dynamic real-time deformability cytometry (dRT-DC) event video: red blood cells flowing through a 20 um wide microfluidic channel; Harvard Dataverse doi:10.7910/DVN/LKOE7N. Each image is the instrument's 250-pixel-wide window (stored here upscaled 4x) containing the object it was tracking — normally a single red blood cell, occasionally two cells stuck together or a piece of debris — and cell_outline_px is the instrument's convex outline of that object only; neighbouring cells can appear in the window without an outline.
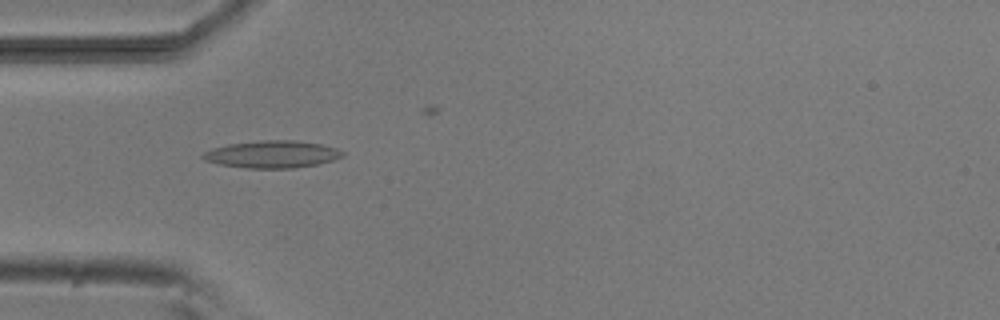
{"species": "common noctule bat (a hibernating species)", "species_latin": "Nyctalus noctula", "temperature_condition": "room temperature", "stored_images_in_passage": 8, "camera_frame_rate_fps": 3000, "um_per_image_px": 0.085, "animal": {"sex": "male", "body_mass_g": 20.5, "forearm_length_mm": 52.5}, "frame": {"image": 1, "passage_image": 5, "time_ms": 5.333, "image_size_px": [1000, 320], "cell_outline_px": [[344, 156], [332, 160], [316, 164], [292, 168], [244, 168], [220, 164], [204, 160], [200, 156], [204, 152], [212, 148], [228, 144], [260, 140], [296, 140], [320, 144], [336, 148], [344, 152]], "centroid_in_image_um": [23.1, 13.11], "position_along_channel_um": 61.9, "area_um2": 22.14}}
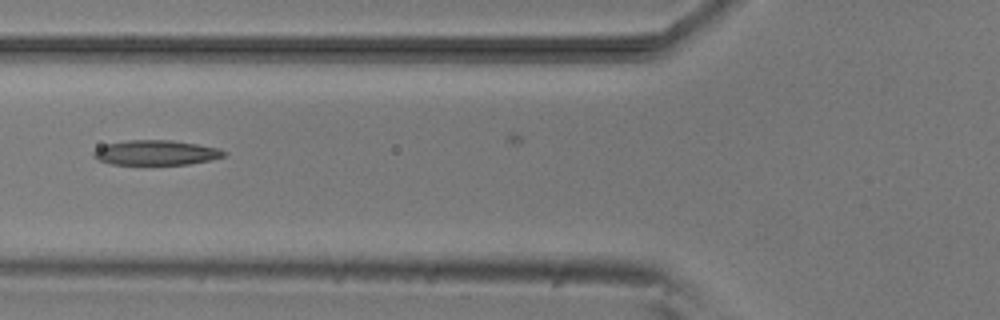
{"frame": {"image": 2, "passage_image": 6, "time_ms": 6.667, "image_size_px": [1000, 320], "cell_outline_px": [[228, 152], [224, 156], [208, 160], [188, 164], [112, 164], [100, 160], [92, 156], [92, 152], [96, 148], [104, 144], [128, 140], [172, 140], [220, 148]], "centroid_in_image_um": [13.24, 12.96], "position_along_channel_um": 112.6, "area_um2": 18.84}}
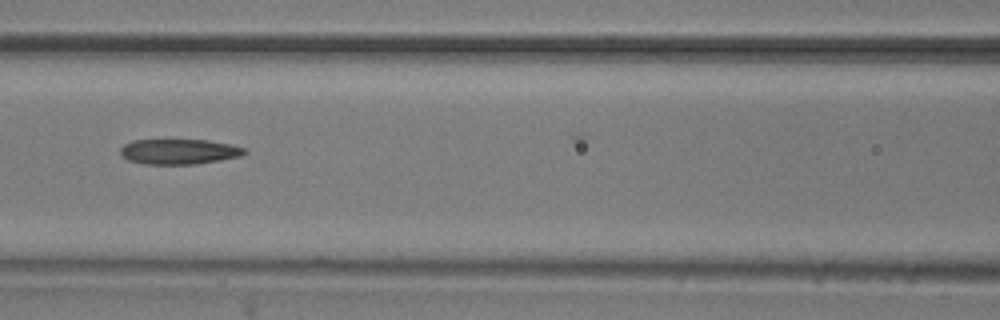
{"frame": {"image": 3, "passage_image": 7, "time_ms": 7.667, "image_size_px": [1000, 320], "cell_outline_px": [[248, 152], [240, 156], [220, 160], [196, 164], [144, 164], [128, 160], [120, 156], [120, 148], [124, 144], [132, 140], [208, 140], [228, 144], [244, 148]], "centroid_in_image_um": [15.17, 12.89], "position_along_channel_um": 151.4, "area_um2": 18.26}}